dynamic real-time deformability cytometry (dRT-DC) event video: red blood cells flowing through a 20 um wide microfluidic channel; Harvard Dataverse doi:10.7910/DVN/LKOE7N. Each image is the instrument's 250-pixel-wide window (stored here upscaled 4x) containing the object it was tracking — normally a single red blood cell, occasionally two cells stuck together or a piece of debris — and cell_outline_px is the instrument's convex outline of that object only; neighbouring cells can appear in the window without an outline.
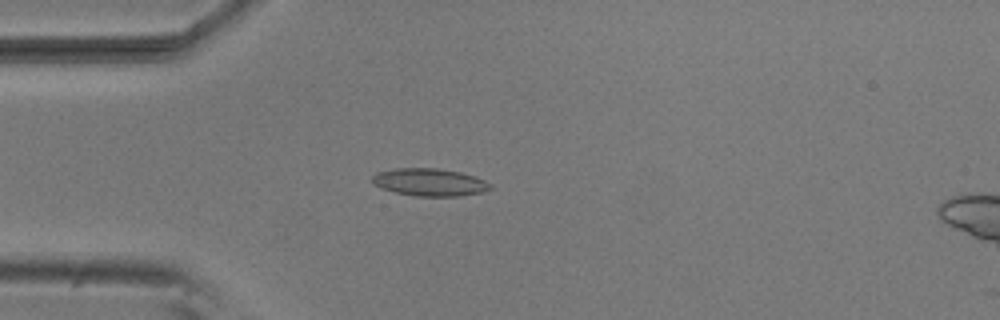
{"species": "common noctule bat (a hibernating species)", "species_latin": "Nyctalus noctula", "temperature_condition": "room temperature", "stored_images_in_passage": 39, "camera_frame_rate_fps": 3000, "um_per_image_px": 0.085, "animal": {"sex": "male", "body_mass_g": 20.5, "forearm_length_mm": 52.5}, "frame": {"image": 1, "passage_image": 5, "time_ms": 1.333, "image_size_px": [1000, 320], "cell_outline_px": [[492, 188], [484, 192], [460, 196], [416, 196], [396, 192], [380, 188], [372, 184], [372, 176], [376, 172], [396, 168], [436, 168], [460, 172], [476, 176], [492, 184]], "centroid_in_image_um": [36.52, 15.49], "position_along_channel_um": 48.5, "area_um2": 19.13}}
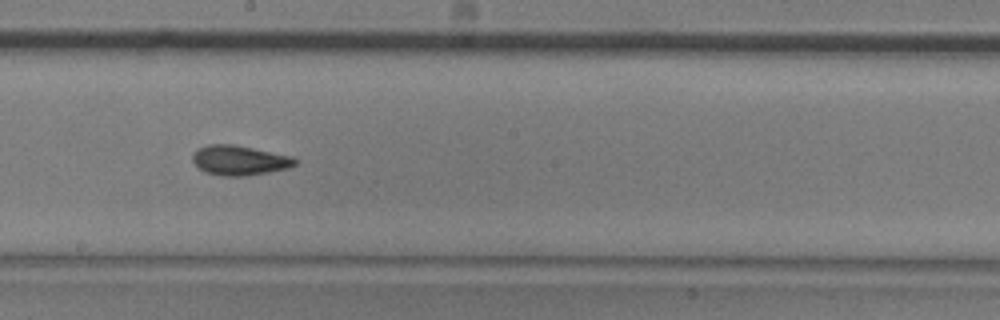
{"frame": {"image": 2, "passage_image": 20, "time_ms": 6.333, "image_size_px": [1000, 320], "cell_outline_px": [[300, 160], [296, 164], [288, 168], [268, 172], [244, 176], [224, 176], [204, 172], [192, 160], [192, 156], [200, 148], [208, 144], [232, 144], [292, 156]], "centroid_in_image_um": [20.39, 13.63], "position_along_channel_um": 227.8, "area_um2": 17.63}}
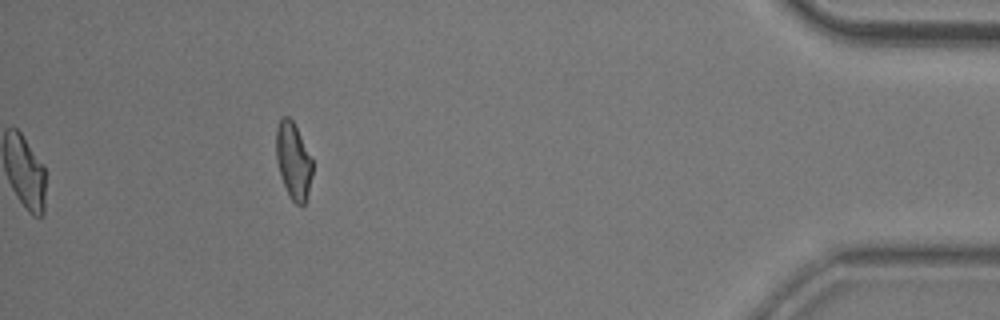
{"frame": {"image": 3, "passage_image": 39, "time_ms": 12.667, "image_size_px": [1000, 320], "cell_outline_px": [[312, 176], [308, 192], [304, 204], [296, 204], [288, 196], [280, 176], [276, 160], [276, 128], [280, 120], [284, 116], [288, 116], [292, 120], [312, 160]], "centroid_in_image_um": [24.91, 13.69], "position_along_channel_um": 410.3, "area_um2": 16.01}, "authors_computed_cell_mechanics": {"area_um2": 17.5712, "velocity_mm_per_s": 3.795, "shape_relaxation_time_tau1_ms": 4.5514, "shape_relaxation_time_tau2_ms": 3.794, "deformation_change_tau1": 0.1431, "deformation_change_tau2": 0.0799}}